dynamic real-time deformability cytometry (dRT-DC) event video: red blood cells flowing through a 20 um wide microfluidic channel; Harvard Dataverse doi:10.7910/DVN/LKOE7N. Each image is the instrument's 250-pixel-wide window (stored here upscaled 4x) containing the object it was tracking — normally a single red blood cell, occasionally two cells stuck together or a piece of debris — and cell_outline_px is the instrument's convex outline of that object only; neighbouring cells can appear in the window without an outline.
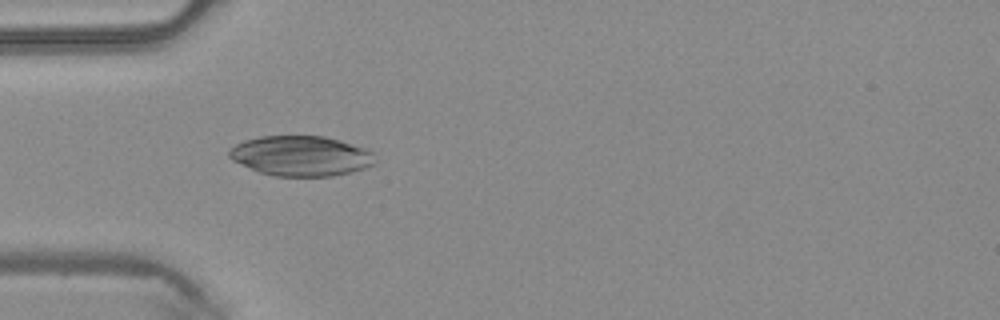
{"species": "common noctule bat (a hibernating species)", "species_latin": "Nyctalus noctula", "temperature_condition": "warm", "stored_images_in_passage": 48, "camera_frame_rate_fps": 3000, "um_per_image_px": 0.085, "animal": {"sex": "male", "body_mass_g": 20.4}, "frame": {"image": 1, "passage_image": 15, "time_ms": 4.667, "image_size_px": [1000, 320], "cell_outline_px": [[376, 164], [352, 172], [332, 176], [276, 176], [260, 172], [232, 160], [228, 156], [228, 152], [236, 144], [244, 140], [260, 136], [324, 136], [340, 140], [364, 148], [372, 152]], "centroid_in_image_um": [25.59, 13.25], "position_along_channel_um": 59.4, "area_um2": 33.99}}
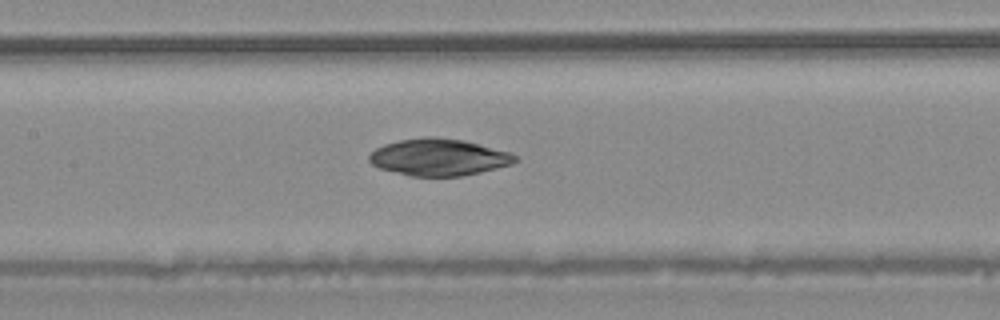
{"frame": {"image": 2, "passage_image": 23, "time_ms": 7.333, "image_size_px": [1000, 320], "cell_outline_px": [[520, 160], [512, 164], [480, 172], [460, 176], [412, 176], [380, 168], [372, 164], [368, 160], [368, 156], [376, 148], [384, 144], [400, 140], [424, 136], [436, 136], [464, 140], [512, 152]], "centroid_in_image_um": [37.33, 13.35], "position_along_channel_um": 170.1, "area_um2": 31.5}}
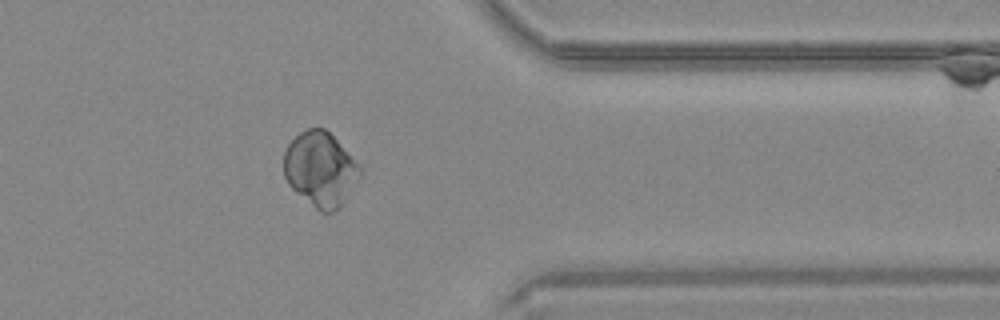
{"frame": {"image": 3, "passage_image": 39, "time_ms": 12.667, "image_size_px": [1000, 320], "cell_outline_px": [[360, 176], [340, 208], [336, 212], [320, 212], [296, 192], [288, 184], [284, 176], [284, 152], [288, 144], [300, 132], [308, 128], [324, 128], [360, 164]], "centroid_in_image_um": [27.22, 14.4], "position_along_channel_um": 384.2, "area_um2": 32.89}}